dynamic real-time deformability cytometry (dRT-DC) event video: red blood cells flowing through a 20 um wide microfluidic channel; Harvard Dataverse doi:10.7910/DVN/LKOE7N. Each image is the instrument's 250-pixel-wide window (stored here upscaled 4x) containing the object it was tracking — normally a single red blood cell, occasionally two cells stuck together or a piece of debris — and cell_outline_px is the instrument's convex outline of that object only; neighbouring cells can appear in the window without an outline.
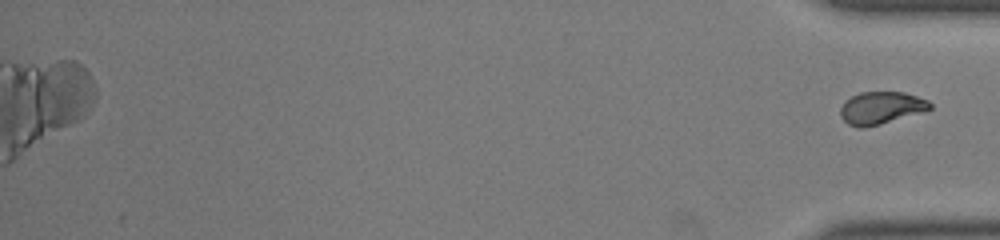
{"species": "common noctule bat (a hibernating species)", "species_latin": "Nyctalus noctula", "temperature_condition": "room temperature", "stored_images_in_passage": 52, "camera_frame_rate_fps": 3000, "um_per_image_px": 0.085, "animal": {"sex": "male", "body_mass_g": 19.0, "forearm_length_mm": 50.8}, "frame": {"image": 1, "passage_image": 52, "time_ms": 17.0, "image_size_px": [1000, 240], "cell_outline_px": [[932, 108], [924, 112], [880, 124], [864, 128], [860, 128], [848, 124], [840, 116], [840, 108], [844, 100], [860, 92], [904, 92], [928, 100], [932, 104]], "centroid_in_image_um": [74.89, 9.17], "position_along_channel_um": 360.3, "area_um2": 17.05}}